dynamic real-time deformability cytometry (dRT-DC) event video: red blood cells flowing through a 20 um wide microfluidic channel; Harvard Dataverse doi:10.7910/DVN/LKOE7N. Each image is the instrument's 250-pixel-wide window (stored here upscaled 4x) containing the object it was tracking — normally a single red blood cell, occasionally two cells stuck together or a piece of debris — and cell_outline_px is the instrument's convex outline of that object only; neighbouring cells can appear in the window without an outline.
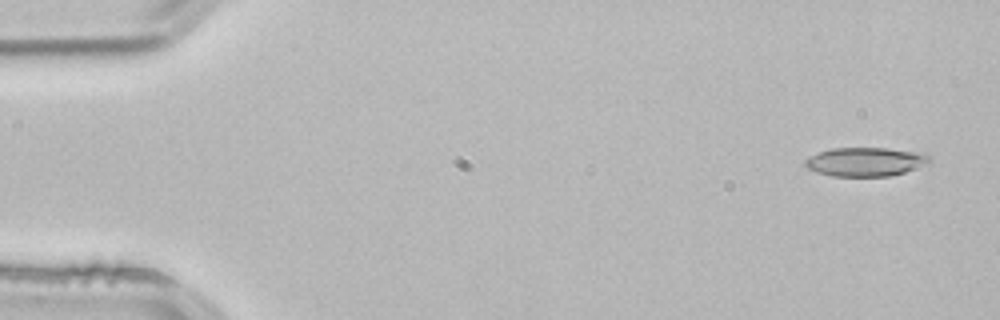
{"species": "common noctule bat (a hibernating species)", "species_latin": "Nyctalus noctula", "temperature_condition": "room temperature", "stored_images_in_passage": 4, "camera_frame_rate_fps": 3000, "um_per_image_px": 0.085, "animal": {"sex": "male", "body_mass_g": 21.5, "forearm_length_mm": 52.0}, "frame": {"image": 1, "passage_image": 4, "time_ms": 1.0, "image_size_px": [1000, 320], "cell_outline_px": [[932, 160], [928, 164], [904, 172], [888, 176], [832, 176], [816, 172], [808, 168], [804, 164], [804, 160], [820, 152], [832, 148], [888, 148], [924, 152]], "centroid_in_image_um": [73.6, 13.74], "position_along_channel_um": 11.4, "area_um2": 20.92}}